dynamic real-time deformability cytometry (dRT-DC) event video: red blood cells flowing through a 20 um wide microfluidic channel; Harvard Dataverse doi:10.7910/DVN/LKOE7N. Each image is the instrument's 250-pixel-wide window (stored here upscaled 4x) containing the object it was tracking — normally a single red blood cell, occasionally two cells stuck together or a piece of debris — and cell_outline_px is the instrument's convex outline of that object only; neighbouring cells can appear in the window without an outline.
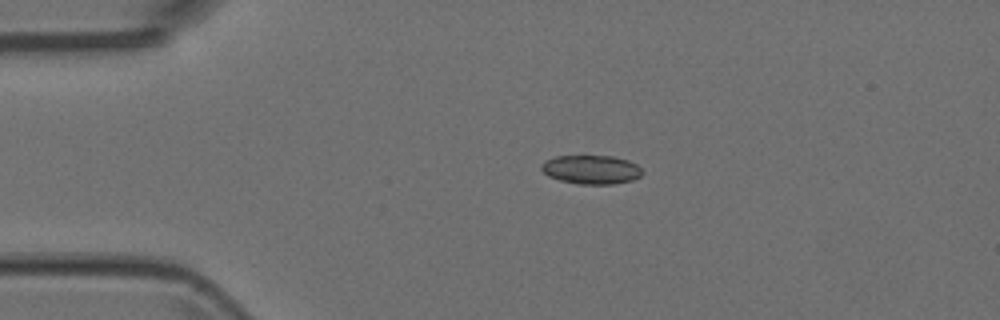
{"species": "Egyptian fruit bat (a non-hibernating species)", "species_latin": "Rousettus aegyptiacus", "temperature_condition": "room temperature", "stored_images_in_passage": 4, "camera_frame_rate_fps": 3000, "um_per_image_px": 0.085, "animal": {"sex": "female"}, "frame": {"image": 1, "passage_image": 2, "time_ms": 0.333, "image_size_px": [1000, 320], "cell_outline_px": [[644, 172], [640, 176], [632, 180], [612, 184], [580, 184], [560, 180], [548, 176], [540, 168], [540, 164], [544, 160], [556, 156], [612, 156], [628, 160], [636, 164]], "centroid_in_image_um": [50.24, 14.41], "position_along_channel_um": 34.8, "area_um2": 16.99}}
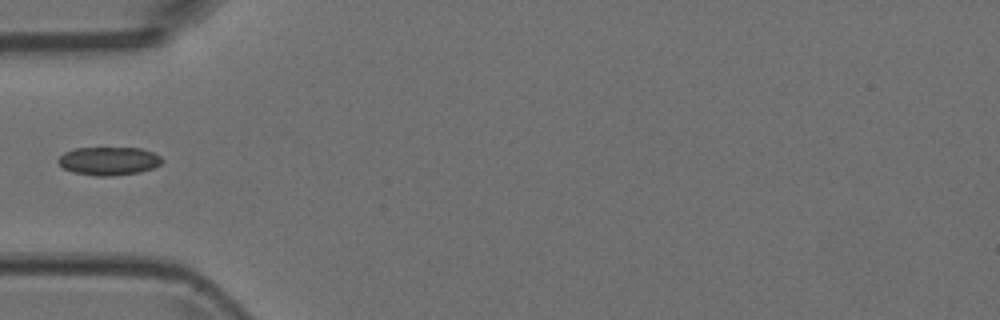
{"frame": {"image": 2, "passage_image": 4, "time_ms": 1.0, "image_size_px": [1000, 320], "cell_outline_px": [[164, 160], [160, 164], [152, 168], [140, 172], [112, 176], [96, 176], [72, 172], [64, 168], [56, 160], [64, 152], [76, 148], [140, 148], [152, 152], [160, 156]], "centroid_in_image_um": [9.24, 13.69], "position_along_channel_um": 75.8, "area_um2": 17.11}}